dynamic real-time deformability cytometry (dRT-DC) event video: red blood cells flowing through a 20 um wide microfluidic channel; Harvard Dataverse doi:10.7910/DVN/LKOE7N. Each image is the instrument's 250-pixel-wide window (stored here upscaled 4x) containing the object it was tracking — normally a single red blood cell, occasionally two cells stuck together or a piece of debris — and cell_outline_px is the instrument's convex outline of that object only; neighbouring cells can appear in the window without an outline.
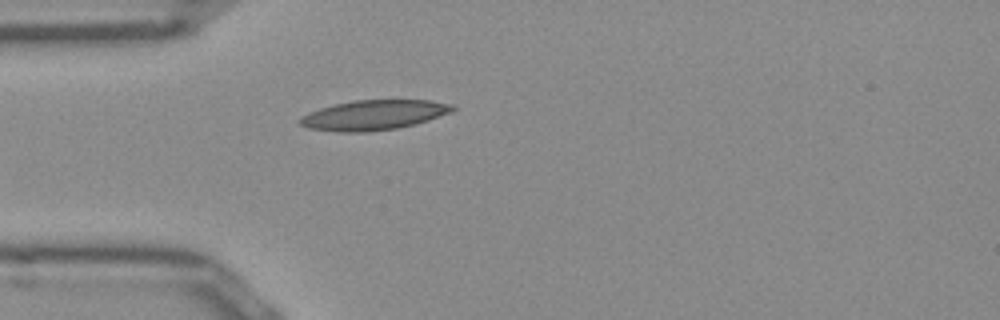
{"species": "Egyptian fruit bat (a non-hibernating species)", "species_latin": "Rousettus aegyptiacus", "temperature_condition": "room temperature", "stored_images_in_passage": 38, "camera_frame_rate_fps": 3000, "um_per_image_px": 0.085, "frame": {"image": 1, "passage_image": 1, "time_ms": 0.0, "image_size_px": [1000, 320], "cell_outline_px": [[456, 108], [452, 112], [416, 124], [396, 128], [368, 132], [340, 132], [308, 128], [300, 124], [296, 120], [300, 116], [308, 112], [320, 108], [336, 104], [356, 100], [428, 100], [456, 104]], "centroid_in_image_um": [31.77, 9.78], "position_along_channel_um": 53.2, "area_um2": 26.76}}
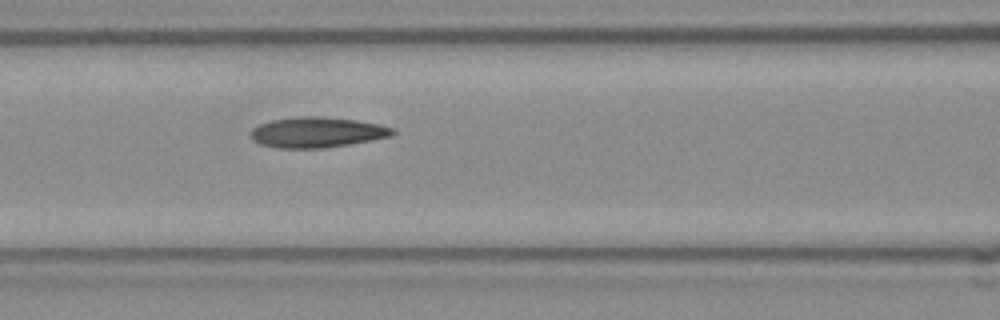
{"frame": {"image": 2, "passage_image": 8, "time_ms": 2.333, "image_size_px": [1000, 320], "cell_outline_px": [[396, 132], [392, 136], [372, 140], [348, 144], [320, 148], [276, 148], [260, 144], [252, 140], [252, 128], [260, 124], [272, 120], [296, 116], [320, 116], [356, 120], [380, 124], [392, 128]], "centroid_in_image_um": [26.95, 11.24], "position_along_channel_um": 139.7, "area_um2": 25.14}}
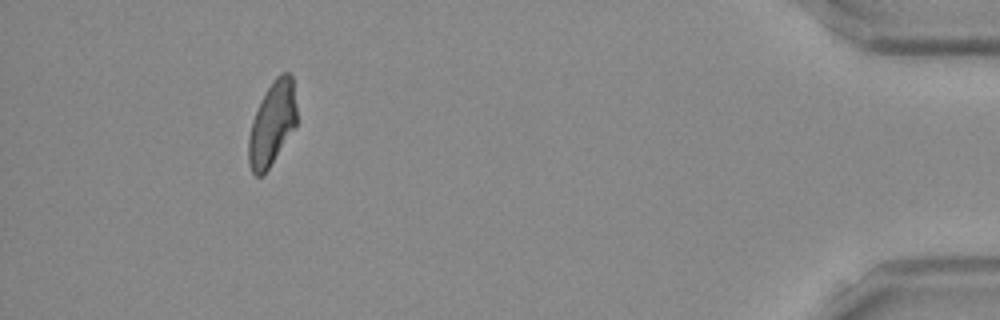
{"frame": {"image": 3, "passage_image": 34, "time_ms": 11.0, "image_size_px": [1000, 320], "cell_outline_px": [[296, 124], [268, 168], [260, 176], [256, 176], [252, 172], [248, 164], [248, 136], [252, 120], [260, 100], [276, 76], [280, 72], [288, 72], [292, 76], [296, 108]], "centroid_in_image_um": [23.1, 10.48], "position_along_channel_um": 412.1, "area_um2": 23.12}, "authors_computed_cell_mechanics": {"area_um2": 24.4205, "velocity_mm_per_s": 3.9168, "shape_relaxation_time_tau1_ms": null, "shape_relaxation_time_tau2_ms": 5.6084, "deformation_change_tau1": null, "deformation_change_tau2": 0.1236}}